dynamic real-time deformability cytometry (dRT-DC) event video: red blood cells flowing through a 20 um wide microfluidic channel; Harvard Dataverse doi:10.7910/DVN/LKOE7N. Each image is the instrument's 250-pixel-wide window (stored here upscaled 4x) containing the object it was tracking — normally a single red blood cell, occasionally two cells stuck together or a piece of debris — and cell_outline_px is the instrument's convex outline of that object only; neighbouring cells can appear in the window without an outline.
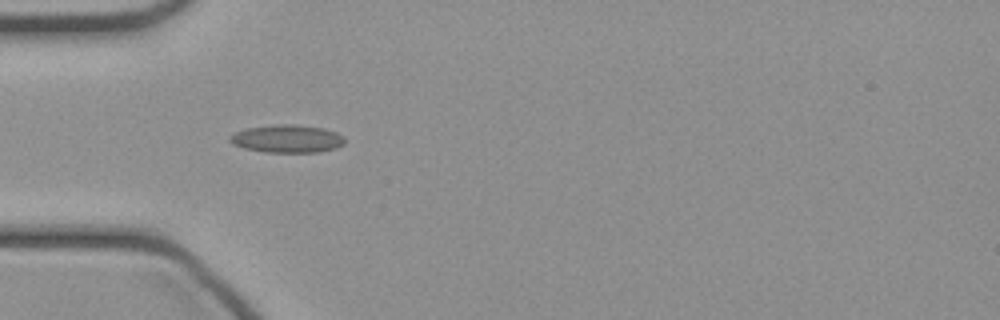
{"species": "common noctule bat (a hibernating species)", "species_latin": "Nyctalus noctula", "temperature_condition": "cold", "stored_images_in_passage": 34, "camera_frame_rate_fps": 3000, "um_per_image_px": 0.085, "animal": {"sex": "female", "body_mass_g": 21.9}, "frame": {"image": 1, "passage_image": 1, "time_ms": 0.0, "image_size_px": [1000, 320], "cell_outline_px": [[344, 144], [336, 148], [316, 152], [264, 152], [244, 148], [232, 144], [228, 140], [228, 136], [244, 128], [280, 124], [296, 124], [324, 128], [336, 132], [344, 136]], "centroid_in_image_um": [24.39, 11.78], "position_along_channel_um": 60.6, "area_um2": 18.79}}
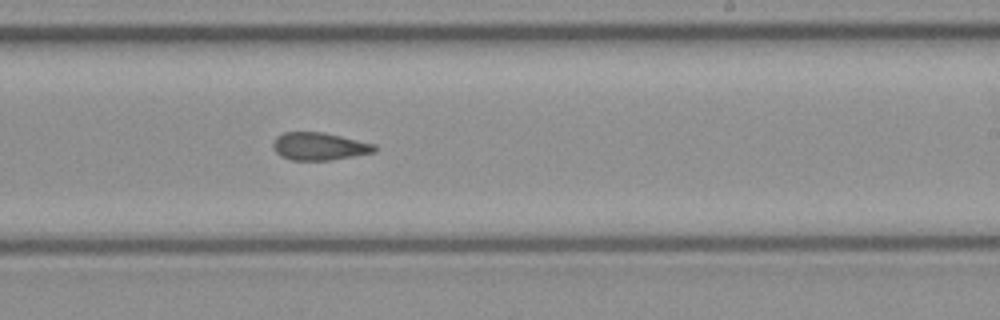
{"frame": {"image": 2, "passage_image": 15, "time_ms": 4.667, "image_size_px": [1000, 320], "cell_outline_px": [[376, 152], [332, 160], [292, 160], [280, 156], [276, 152], [272, 144], [276, 136], [284, 132], [324, 132], [376, 144]], "centroid_in_image_um": [27.15, 12.44], "position_along_channel_um": 261.9, "area_um2": 16.47}}
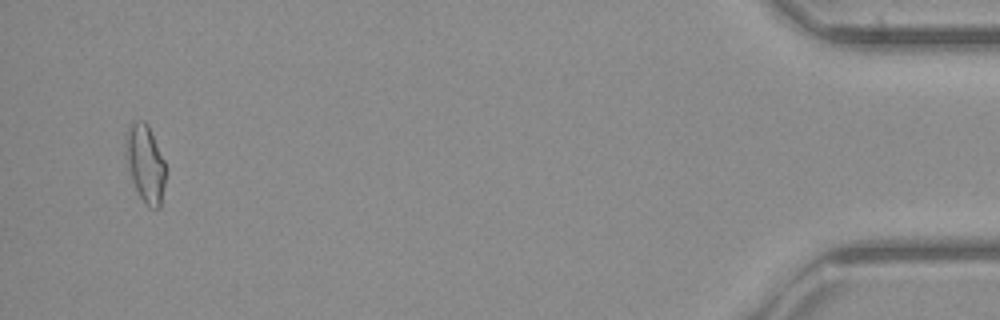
{"frame": {"image": 3, "passage_image": 32, "time_ms": 10.333, "image_size_px": [1000, 320], "cell_outline_px": [[164, 184], [160, 208], [148, 208], [140, 196], [132, 180], [124, 156], [124, 136], [128, 124], [132, 120], [144, 120], [148, 124], [164, 160]], "centroid_in_image_um": [12.29, 13.82], "position_along_channel_um": 422.9, "area_um2": 18.32}}